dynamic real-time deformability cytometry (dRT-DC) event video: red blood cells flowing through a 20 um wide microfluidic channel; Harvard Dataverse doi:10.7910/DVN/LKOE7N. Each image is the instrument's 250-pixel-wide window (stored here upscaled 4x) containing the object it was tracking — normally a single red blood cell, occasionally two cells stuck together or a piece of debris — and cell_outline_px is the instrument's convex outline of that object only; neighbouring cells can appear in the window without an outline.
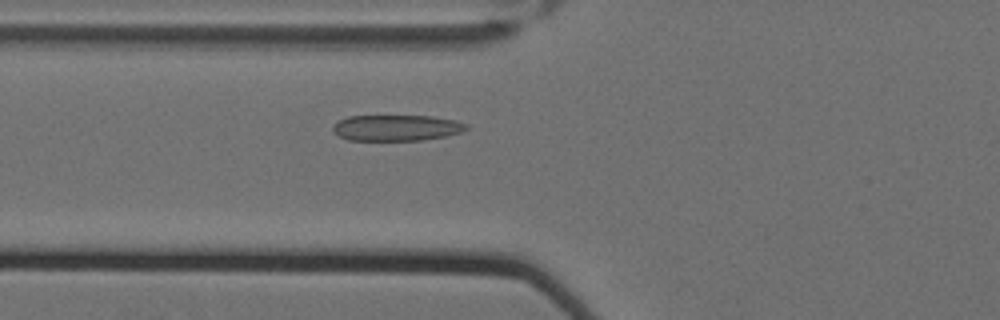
{"species": "Egyptian fruit bat (a non-hibernating species)", "species_latin": "Rousettus aegyptiacus", "temperature_condition": "cold", "stored_images_in_passage": 19, "camera_frame_rate_fps": 3000, "um_per_image_px": 0.085, "animal": {"sex": "female"}, "frame": {"image": 1, "passage_image": 3, "time_ms": 0.667, "image_size_px": [1000, 320], "cell_outline_px": [[468, 128], [464, 132], [448, 136], [420, 140], [348, 140], [340, 136], [332, 128], [332, 124], [348, 116], [432, 116], [456, 120], [468, 124]], "centroid_in_image_um": [33.76, 10.86], "position_along_channel_um": 92.0, "area_um2": 20.29}}
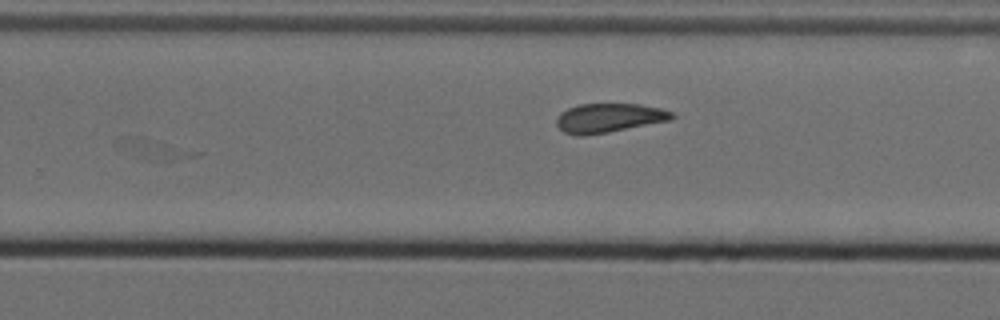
{"frame": {"image": 2, "passage_image": 19, "time_ms": 6.0, "image_size_px": [1000, 320], "cell_outline_px": [[676, 116], [672, 120], [608, 132], [584, 136], [576, 136], [564, 132], [556, 124], [556, 120], [560, 112], [568, 108], [580, 104], [640, 104], [660, 108], [672, 112]], "centroid_in_image_um": [51.76, 10.03], "position_along_channel_um": 278.0, "area_um2": 19.65}}